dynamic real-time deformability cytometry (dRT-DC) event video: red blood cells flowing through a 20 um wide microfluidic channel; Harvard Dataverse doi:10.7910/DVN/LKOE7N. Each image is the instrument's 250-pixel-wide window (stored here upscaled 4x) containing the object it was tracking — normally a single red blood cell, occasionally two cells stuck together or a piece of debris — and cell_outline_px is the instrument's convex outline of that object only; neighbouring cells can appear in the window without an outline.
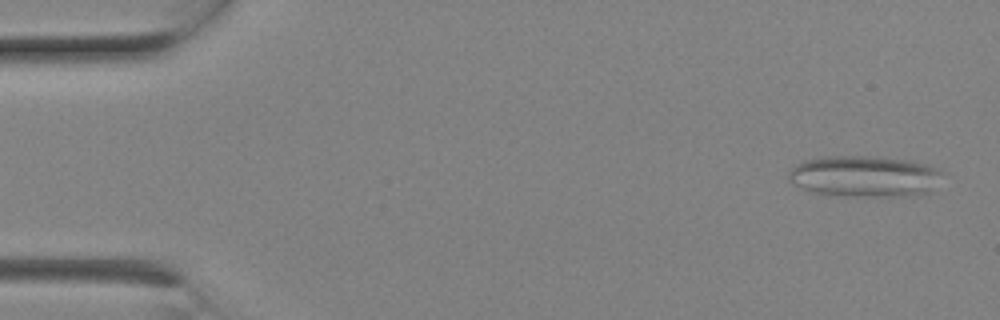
{"species": "Egyptian fruit bat (a non-hibernating species)", "species_latin": "Rousettus aegyptiacus", "temperature_condition": "room temperature", "stored_images_in_passage": 7, "camera_frame_rate_fps": 3000, "um_per_image_px": 0.085, "animal": {"sex": "female"}, "frame": {"image": 1, "passage_image": 1, "time_ms": 0.0, "image_size_px": [1000, 320], "cell_outline_px": [[944, 172], [932, 192], [920, 196], [880, 196], [816, 192], [792, 184], [788, 180], [788, 172], [792, 168], [804, 160], [820, 156], [876, 156], [912, 160], [924, 164]], "centroid_in_image_um": [73.55, 14.96], "position_along_channel_um": 11.5, "area_um2": 36.88}}